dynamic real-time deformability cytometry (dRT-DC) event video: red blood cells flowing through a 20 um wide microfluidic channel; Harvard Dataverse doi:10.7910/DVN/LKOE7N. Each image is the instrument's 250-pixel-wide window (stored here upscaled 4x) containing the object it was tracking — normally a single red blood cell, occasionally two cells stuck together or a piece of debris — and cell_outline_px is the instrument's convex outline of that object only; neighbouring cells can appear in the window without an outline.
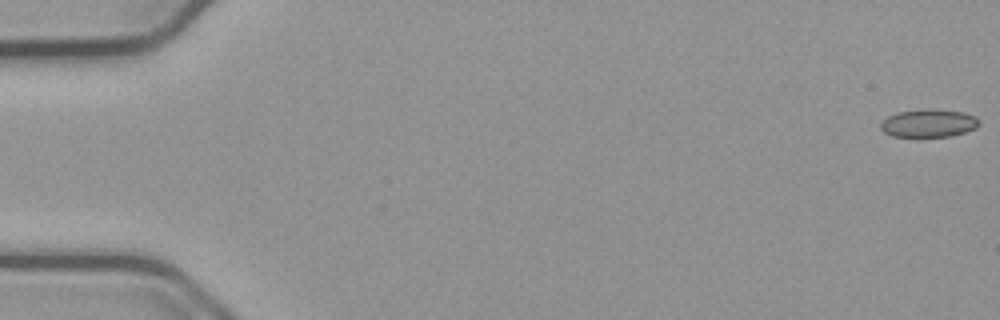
{"species": "common noctule bat (a hibernating species)", "species_latin": "Nyctalus noctula", "temperature_condition": "cold", "stored_images_in_passage": 55, "camera_frame_rate_fps": 3000, "um_per_image_px": 0.085, "animal": {"sex": "male", "body_mass_g": 23.1, "forearm_length_mm": 52.7}, "frame": {"image": 1, "passage_image": 1, "time_ms": 0.0, "image_size_px": [1000, 320], "cell_outline_px": [[980, 124], [976, 128], [952, 136], [920, 140], [916, 140], [892, 136], [884, 132], [880, 128], [880, 124], [888, 116], [900, 112], [964, 112], [976, 116], [980, 120]], "centroid_in_image_um": [78.93, 10.59], "position_along_channel_um": 6.1, "area_um2": 16.01}}
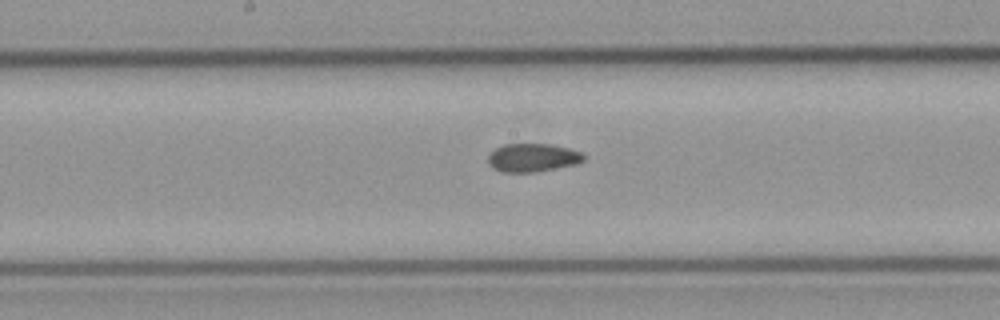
{"frame": {"image": 2, "passage_image": 29, "time_ms": 9.333, "image_size_px": [1000, 320], "cell_outline_px": [[584, 160], [576, 164], [536, 172], [500, 172], [492, 168], [488, 164], [488, 156], [496, 148], [504, 144], [548, 144], [568, 148], [584, 152]], "centroid_in_image_um": [45.27, 13.41], "position_along_channel_um": 202.9, "area_um2": 15.84}}
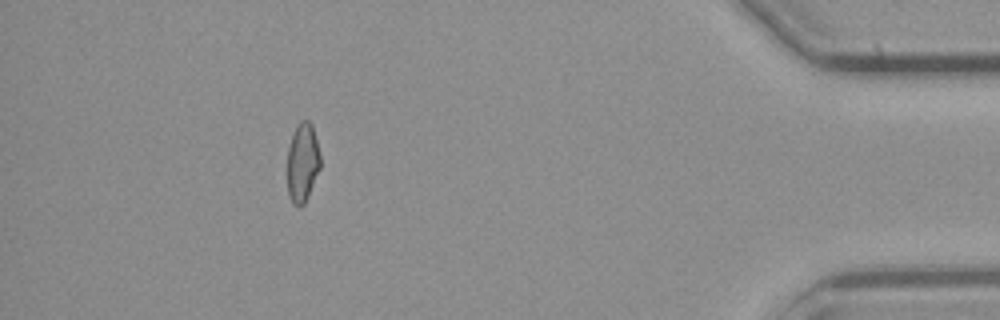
{"frame": {"image": 3, "passage_image": 50, "time_ms": 16.333, "image_size_px": [1000, 320], "cell_outline_px": [[320, 168], [308, 196], [304, 204], [300, 208], [296, 208], [292, 204], [288, 196], [288, 148], [296, 124], [300, 120], [308, 120], [312, 124], [320, 156]], "centroid_in_image_um": [25.7, 13.85], "position_along_channel_um": 409.5, "area_um2": 15.32}, "authors_computed_cell_mechanics": {"area_um2": 16.184, "velocity_mm_per_s": 3.7863, "shape_relaxation_time_tau1_ms": null, "shape_relaxation_time_tau2_ms": 3.0595, "deformation_change_tau1": null, "deformation_change_tau2": 0.0795}}